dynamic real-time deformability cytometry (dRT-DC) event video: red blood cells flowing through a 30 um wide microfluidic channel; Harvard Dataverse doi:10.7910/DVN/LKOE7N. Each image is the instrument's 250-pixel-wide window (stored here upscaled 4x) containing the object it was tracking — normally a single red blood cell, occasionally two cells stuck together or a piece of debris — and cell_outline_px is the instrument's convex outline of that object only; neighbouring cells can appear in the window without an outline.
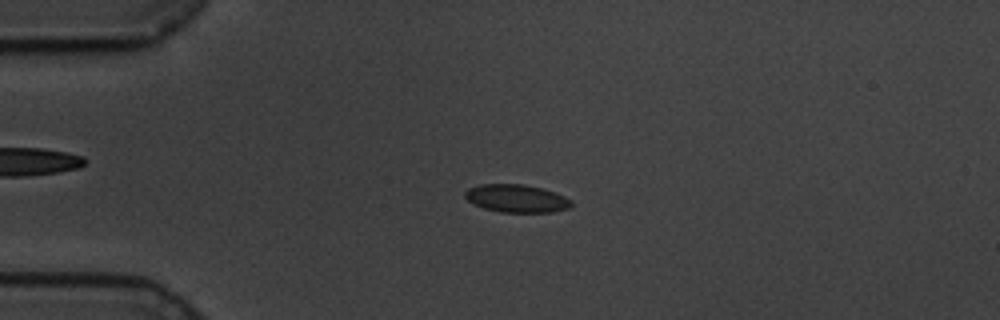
{"species": "common noctule bat (a hibernating species)", "species_latin": "Nyctalus noctula", "temperature_condition": "cold", "stored_images_in_passage": 59, "camera_frame_rate_fps": 3000, "um_per_image_px": 0.085, "animal": {"sex": "male", "body_mass_g": 19.5, "forearm_length_mm": 54.6}, "frame": {"image": 1, "passage_image": 14, "time_ms": 4.333, "image_size_px": [1000, 320], "cell_outline_px": [[572, 204], [568, 208], [552, 212], [500, 212], [484, 208], [472, 204], [464, 196], [464, 192], [468, 188], [480, 184], [524, 184], [544, 188], [564, 196], [572, 200]], "centroid_in_image_um": [43.89, 16.86], "position_along_channel_um": 41.1, "area_um2": 17.4}}
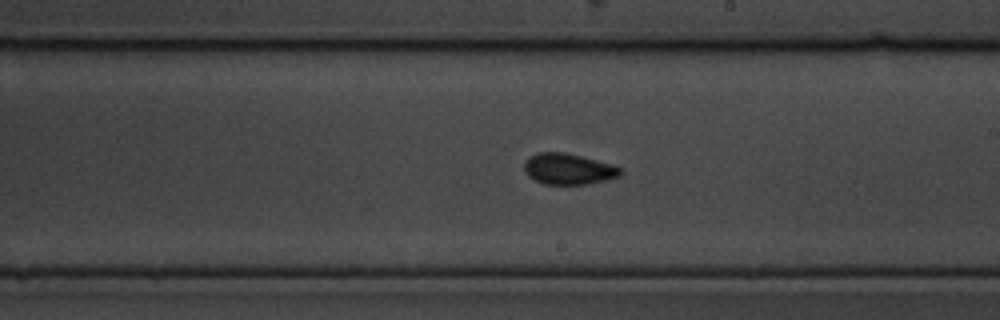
{"frame": {"image": 2, "passage_image": 34, "time_ms": 11.0, "image_size_px": [1000, 320], "cell_outline_px": [[624, 172], [620, 176], [608, 180], [588, 184], [544, 184], [528, 176], [524, 172], [524, 164], [528, 156], [536, 152], [564, 152], [612, 164], [624, 168]], "centroid_in_image_um": [48.34, 14.36], "position_along_channel_um": 240.7, "area_um2": 17.63}}
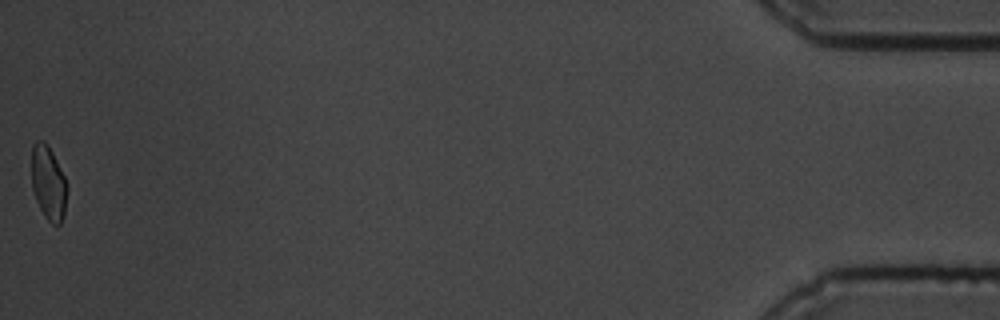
{"frame": {"image": 3, "passage_image": 59, "time_ms": 19.333, "image_size_px": [1000, 320], "cell_outline_px": [[68, 188], [64, 212], [60, 224], [52, 224], [44, 216], [36, 200], [32, 188], [32, 144], [36, 140], [44, 140], [48, 144], [68, 184]], "centroid_in_image_um": [4.11, 15.52], "position_along_channel_um": 431.1, "area_um2": 15.37}, "authors_computed_cell_mechanics": {"area_um2": 16.8198, "velocity_mm_per_s": 3.4018, "shape_relaxation_time_tau1_ms": 5.9107, "shape_relaxation_time_tau2_ms": 1.3006, "deformation_change_tau1": 0.1069, "deformation_change_tau2": 0.0387}}